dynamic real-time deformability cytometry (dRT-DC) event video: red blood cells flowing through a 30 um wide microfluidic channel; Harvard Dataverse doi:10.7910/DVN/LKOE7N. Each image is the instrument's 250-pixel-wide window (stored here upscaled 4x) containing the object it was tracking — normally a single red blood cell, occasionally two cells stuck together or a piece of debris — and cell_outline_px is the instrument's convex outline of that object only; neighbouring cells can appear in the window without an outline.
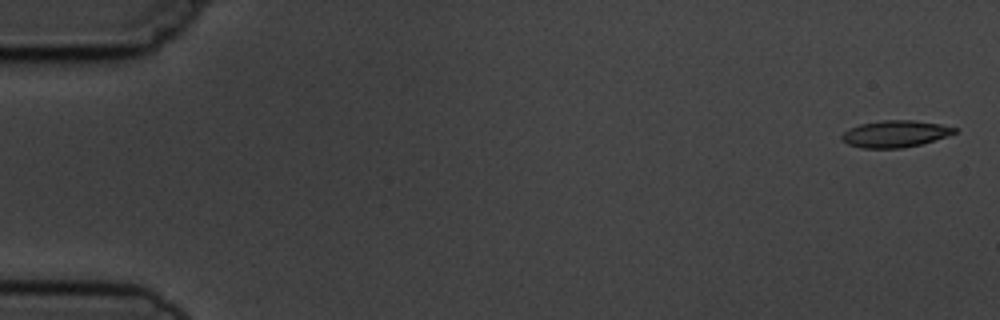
{"species": "common noctule bat (a hibernating species)", "species_latin": "Nyctalus noctula", "temperature_condition": "cold", "stored_images_in_passage": 6, "segment_of_instrument_passage": [2, 2], "camera_frame_rate_fps": 3000, "um_per_image_px": 0.085, "animal": {"sex": "male", "body_mass_g": 19.5, "forearm_length_mm": 54.6}, "frame": {"image": 1, "passage_image": 6, "time_ms": 6.667, "image_size_px": [1000, 320], "cell_outline_px": [[956, 132], [920, 144], [904, 148], [860, 148], [848, 144], [840, 140], [840, 136], [848, 128], [860, 124], [884, 120], [912, 120], [940, 124], [956, 128]], "centroid_in_image_um": [76.0, 11.38], "position_along_channel_um": 9.0, "area_um2": 17.46}}